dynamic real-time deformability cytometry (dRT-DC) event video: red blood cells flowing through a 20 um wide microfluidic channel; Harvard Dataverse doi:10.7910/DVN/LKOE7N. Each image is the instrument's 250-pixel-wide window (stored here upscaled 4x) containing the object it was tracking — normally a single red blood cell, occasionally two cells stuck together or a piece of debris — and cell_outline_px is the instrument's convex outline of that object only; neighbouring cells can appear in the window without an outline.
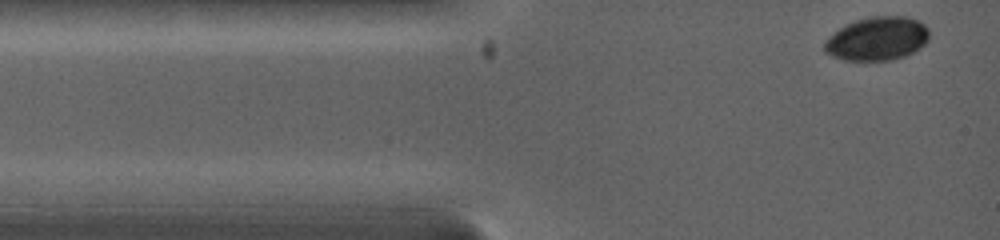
{"species": "common noctule bat (a hibernating species)", "species_latin": "Nyctalus noctula", "temperature_condition": "warm", "stored_images_in_passage": 23, "camera_frame_rate_fps": 5000, "um_per_image_px": 0.085, "animal": {"sex": "female", "body_mass_g": 19.0, "forearm_length_mm": 53.3}, "frame": {"image": 1, "passage_image": 1, "time_ms": 0.0, "image_size_px": [1000, 240], "cell_outline_px": [[928, 40], [924, 44], [912, 52], [904, 56], [892, 60], [844, 60], [832, 56], [824, 48], [824, 44], [840, 28], [856, 20], [872, 16], [904, 16], [916, 20], [924, 24], [928, 32]], "centroid_in_image_um": [74.59, 3.29], "position_along_channel_um": 10.4, "area_um2": 26.01}}
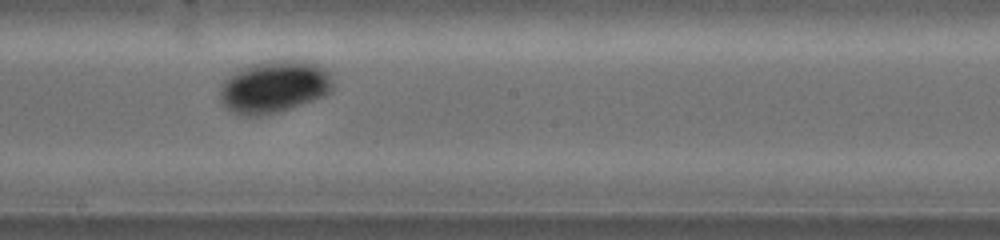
{"frame": {"image": 2, "passage_image": 10, "time_ms": 6.4, "image_size_px": [1000, 240], "cell_outline_px": [[332, 88], [324, 96], [276, 112], [256, 116], [244, 116], [232, 112], [220, 100], [220, 84], [228, 76], [244, 68], [256, 64], [280, 60], [316, 64], [324, 68], [328, 72], [332, 80]], "centroid_in_image_um": [23.27, 7.4], "position_along_channel_um": 224.9, "area_um2": 33.41}}
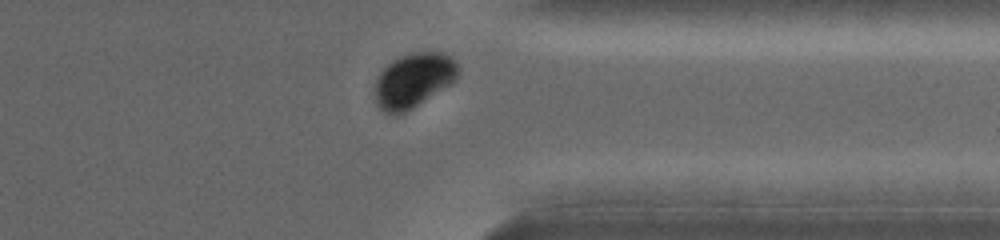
{"frame": {"image": 3, "passage_image": 20, "time_ms": 10.2, "image_size_px": [1000, 240], "cell_outline_px": [[460, 68], [456, 80], [452, 84], [412, 108], [396, 116], [384, 112], [376, 104], [376, 80], [380, 72], [392, 60], [416, 52], [440, 52], [448, 56]], "centroid_in_image_um": [35.16, 6.85], "position_along_channel_um": 376.2, "area_um2": 26.18}}